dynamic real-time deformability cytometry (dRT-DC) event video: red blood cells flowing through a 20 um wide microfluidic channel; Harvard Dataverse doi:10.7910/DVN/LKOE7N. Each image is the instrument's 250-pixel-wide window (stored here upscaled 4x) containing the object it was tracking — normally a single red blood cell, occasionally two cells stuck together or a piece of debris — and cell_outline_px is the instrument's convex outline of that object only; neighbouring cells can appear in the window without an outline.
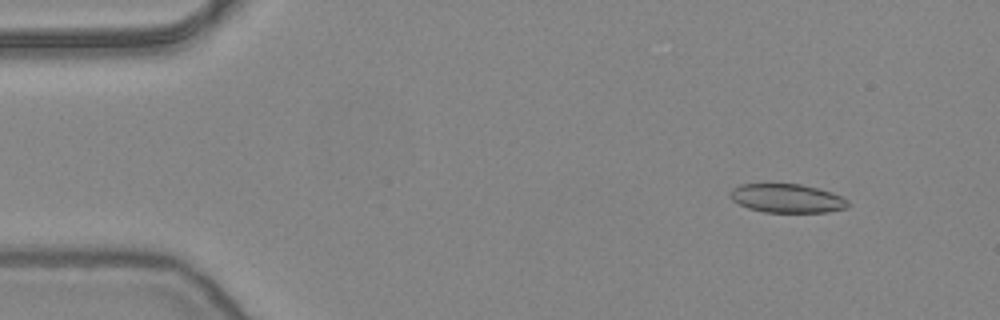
{"species": "common noctule bat (a hibernating species)", "species_latin": "Nyctalus noctula", "temperature_condition": "warm", "stored_images_in_passage": 53, "camera_frame_rate_fps": 3000, "um_per_image_px": 0.085, "animal": {"sex": "female", "body_mass_g": 24.6, "forearm_length_mm": 56.2}, "frame": {"image": 1, "passage_image": 6, "time_ms": 1.667, "image_size_px": [1000, 320], "cell_outline_px": [[852, 204], [848, 208], [828, 212], [764, 212], [748, 208], [732, 200], [732, 188], [740, 184], [800, 184], [820, 188], [832, 192], [848, 200]], "centroid_in_image_um": [66.97, 16.86], "position_along_channel_um": 18.0, "area_um2": 19.83}}
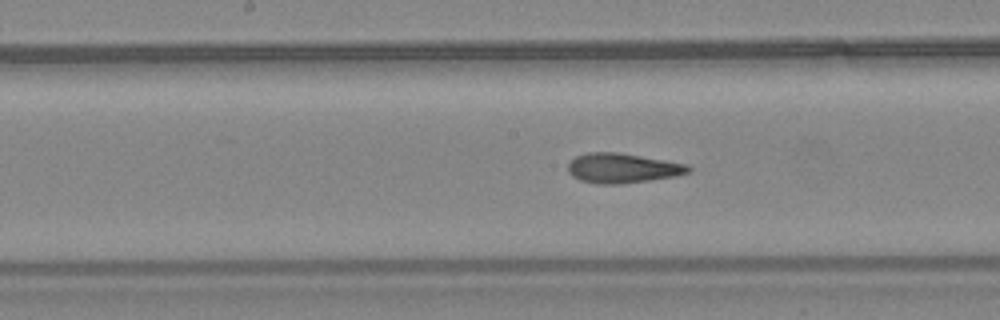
{"frame": {"image": 2, "passage_image": 27, "time_ms": 8.667, "image_size_px": [1000, 320], "cell_outline_px": [[692, 168], [688, 172], [676, 176], [620, 184], [600, 184], [580, 180], [572, 176], [568, 172], [568, 164], [576, 156], [588, 152], [616, 152], [688, 164]], "centroid_in_image_um": [52.89, 14.29], "position_along_channel_um": 195.3, "area_um2": 20.69}}
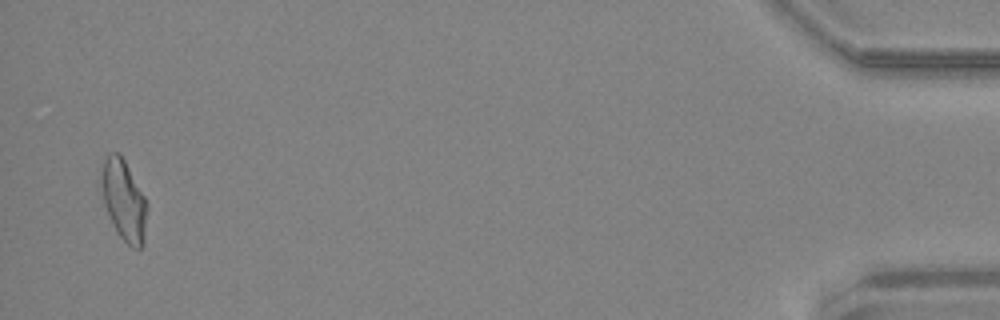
{"frame": {"image": 3, "passage_image": 52, "time_ms": 17.0, "image_size_px": [1000, 320], "cell_outline_px": [[148, 208], [144, 244], [140, 248], [132, 248], [116, 232], [104, 204], [100, 184], [100, 172], [104, 160], [108, 152], [120, 152], [144, 196], [148, 204]], "centroid_in_image_um": [10.52, 17.01], "position_along_channel_um": 424.7, "area_um2": 21.79}, "authors_computed_cell_mechanics": {"area_um2": 20.7502, "velocity_mm_per_s": 3.8578, "shape_relaxation_time_tau1_ms": null, "shape_relaxation_time_tau2_ms": 1.6154, "deformation_change_tau1": null, "deformation_change_tau2": 0.1034}}